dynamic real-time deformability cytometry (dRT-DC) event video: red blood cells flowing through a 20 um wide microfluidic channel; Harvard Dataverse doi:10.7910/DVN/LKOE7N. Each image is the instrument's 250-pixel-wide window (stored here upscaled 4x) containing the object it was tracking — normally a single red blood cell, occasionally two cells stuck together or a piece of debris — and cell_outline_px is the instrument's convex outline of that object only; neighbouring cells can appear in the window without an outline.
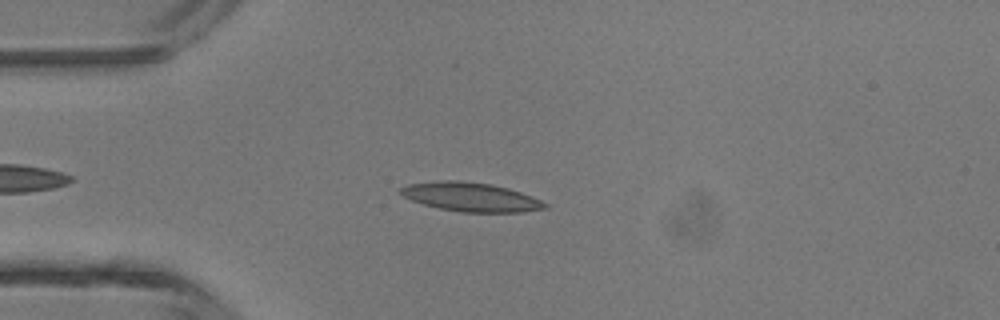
{"species": "common noctule bat (a hibernating species)", "species_latin": "Nyctalus noctula", "temperature_condition": "room temperature", "stored_images_in_passage": 5, "camera_frame_rate_fps": 3000, "um_per_image_px": 0.085, "animal": {"sex": "male", "body_mass_g": 13.3}, "frame": {"image": 1, "passage_image": 4, "time_ms": 1.0, "image_size_px": [1000, 320], "cell_outline_px": [[548, 208], [520, 212], [460, 212], [440, 208], [424, 204], [412, 200], [396, 192], [400, 188], [408, 184], [440, 180], [460, 180], [492, 184], [508, 188], [532, 196], [548, 204]], "centroid_in_image_um": [40.01, 16.73], "position_along_channel_um": 45.0, "area_um2": 24.39}}